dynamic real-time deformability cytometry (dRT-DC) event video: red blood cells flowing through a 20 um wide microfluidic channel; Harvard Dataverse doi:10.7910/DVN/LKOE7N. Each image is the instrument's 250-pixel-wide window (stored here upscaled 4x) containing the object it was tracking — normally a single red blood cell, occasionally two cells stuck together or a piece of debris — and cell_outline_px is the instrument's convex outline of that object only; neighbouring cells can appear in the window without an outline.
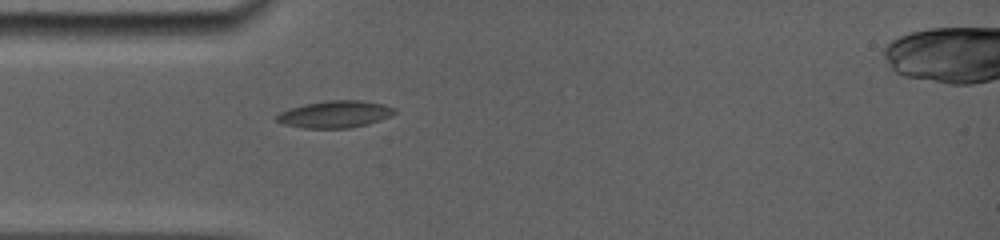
{"species": "common noctule bat (a hibernating species)", "species_latin": "Nyctalus noctula", "temperature_condition": "room temperature", "stored_images_in_passage": 28, "camera_frame_rate_fps": 5000, "um_per_image_px": 0.085, "animal": {"sex": "female", "body_mass_g": 19.0, "forearm_length_mm": 56.7}, "frame": {"image": 1, "passage_image": 1, "time_ms": 0.0, "image_size_px": [1000, 240], "cell_outline_px": [[396, 112], [392, 116], [368, 124], [348, 128], [304, 128], [284, 124], [276, 120], [276, 116], [280, 112], [288, 108], [304, 104], [328, 100], [364, 100], [384, 104], [396, 108]], "centroid_in_image_um": [28.51, 9.7], "position_along_channel_um": 56.5, "area_um2": 18.73}}
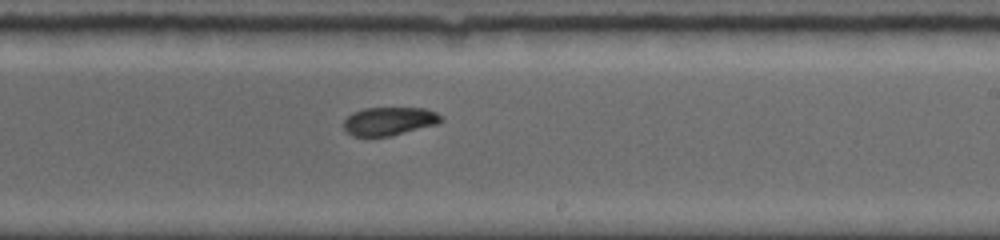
{"frame": {"image": 2, "passage_image": 14, "time_ms": 5.2, "image_size_px": [1000, 240], "cell_outline_px": [[444, 120], [436, 124], [392, 136], [352, 136], [344, 128], [344, 120], [352, 112], [364, 108], [424, 108], [436, 112]], "centroid_in_image_um": [33.07, 10.3], "position_along_channel_um": 255.9, "area_um2": 16.01}}
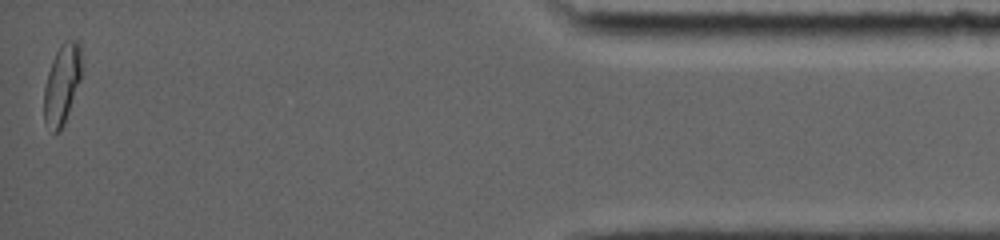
{"frame": {"image": 3, "passage_image": 28, "time_ms": 11.4, "image_size_px": [1000, 240], "cell_outline_px": [[80, 80], [64, 124], [60, 132], [52, 132], [44, 124], [44, 88], [48, 72], [52, 60], [60, 44], [64, 40], [80, 40]], "centroid_in_image_um": [5.24, 7.17], "position_along_channel_um": 430.0, "area_um2": 17.46}, "authors_computed_cell_mechanics": {"area_um2": 16.8487, "velocity_mm_per_s": 3.8797, "shape_relaxation_time_tau1_ms": 5.4266, "shape_relaxation_time_tau2_ms": null, "deformation_change_tau1": 0.1376, "deformation_change_tau2": null}}